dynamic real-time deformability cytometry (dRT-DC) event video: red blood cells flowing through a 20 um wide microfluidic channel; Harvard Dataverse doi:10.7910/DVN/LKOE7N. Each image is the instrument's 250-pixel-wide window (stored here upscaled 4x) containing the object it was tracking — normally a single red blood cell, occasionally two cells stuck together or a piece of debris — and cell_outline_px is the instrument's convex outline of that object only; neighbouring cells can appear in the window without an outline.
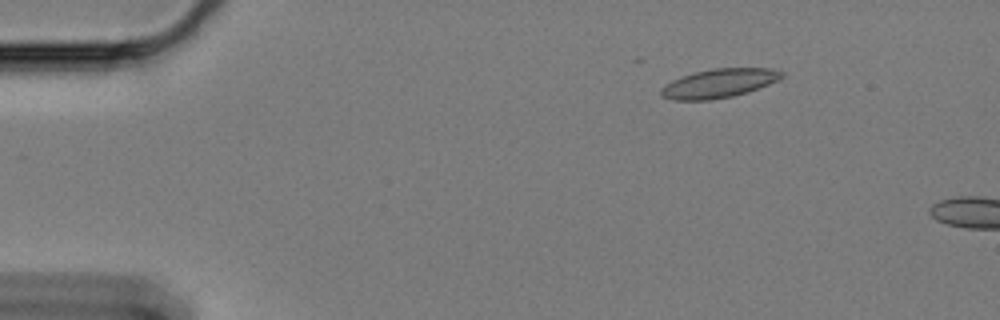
{"species": "Egyptian fruit bat (a non-hibernating species)", "species_latin": "Rousettus aegyptiacus", "temperature_condition": "cold", "stored_images_in_passage": 5, "camera_frame_rate_fps": 3000, "um_per_image_px": 0.085, "animal": {"sex": "female"}, "frame": {"image": 1, "passage_image": 1, "time_ms": 0.0, "image_size_px": [1000, 320], "cell_outline_px": [[784, 76], [768, 84], [748, 92], [732, 96], [708, 100], [672, 100], [660, 96], [660, 88], [664, 84], [672, 80], [692, 72], [712, 68], [772, 68], [784, 72]], "centroid_in_image_um": [61.06, 7.07], "position_along_channel_um": 23.9, "area_um2": 20.46}}